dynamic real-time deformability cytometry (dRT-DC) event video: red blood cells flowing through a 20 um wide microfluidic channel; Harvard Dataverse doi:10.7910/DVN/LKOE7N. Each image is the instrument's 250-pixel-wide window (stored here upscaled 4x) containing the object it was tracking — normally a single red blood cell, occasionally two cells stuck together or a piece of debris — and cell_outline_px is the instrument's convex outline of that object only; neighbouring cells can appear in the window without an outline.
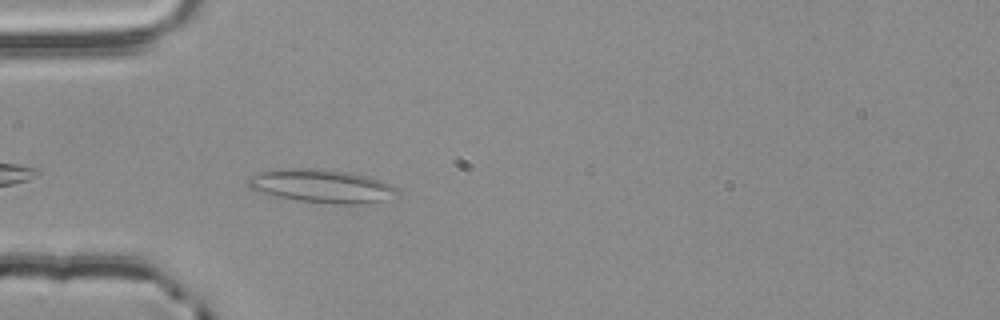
{"species": "common noctule bat (a hibernating species)", "species_latin": "Nyctalus noctula", "temperature_condition": "room temperature", "stored_images_in_passage": 4, "camera_frame_rate_fps": 3000, "um_per_image_px": 0.085, "animal": {"sex": "male", "body_mass_g": 20.4}, "frame": {"image": 1, "passage_image": 4, "time_ms": 1.0, "image_size_px": [1000, 320], "cell_outline_px": [[400, 192], [384, 200], [368, 204], [332, 204], [296, 200], [276, 196], [260, 192], [248, 188], [248, 180], [252, 176], [260, 172], [276, 168], [324, 168], [352, 172], [384, 180], [396, 188]], "centroid_in_image_um": [27.37, 15.8], "position_along_channel_um": 57.6, "area_um2": 29.48}}